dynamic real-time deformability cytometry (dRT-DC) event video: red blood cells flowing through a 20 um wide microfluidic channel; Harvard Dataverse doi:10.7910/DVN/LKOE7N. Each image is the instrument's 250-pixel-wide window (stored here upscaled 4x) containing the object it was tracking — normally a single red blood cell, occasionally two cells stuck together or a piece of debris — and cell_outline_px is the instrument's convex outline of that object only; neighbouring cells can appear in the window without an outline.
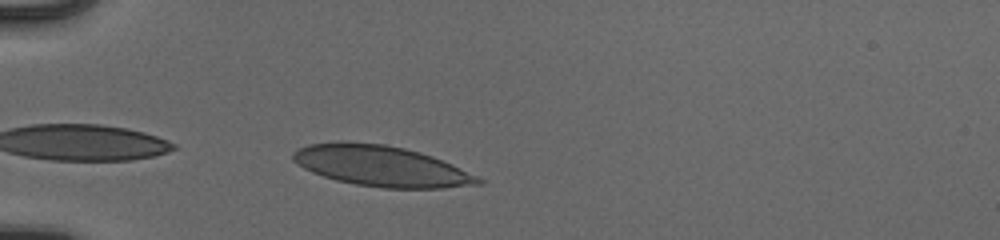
{"species": "human", "species_latin": "Homo sapiens", "temperature_condition": "cold", "stored_images_in_passage": 31, "camera_frame_rate_fps": 3000, "um_per_image_px": 0.085, "donor": {"sex": "male"}, "frame": {"image": 1, "passage_image": 2, "time_ms": 0.333, "image_size_px": [1000, 240], "cell_outline_px": [[484, 184], [444, 188], [384, 188], [356, 184], [336, 180], [312, 172], [304, 168], [292, 160], [292, 152], [308, 144], [336, 140], [348, 140], [384, 144], [404, 148], [420, 152], [432, 156], [452, 164], [484, 180]], "centroid_in_image_um": [32.37, 14.09], "position_along_channel_um": 52.6, "area_um2": 44.16}}
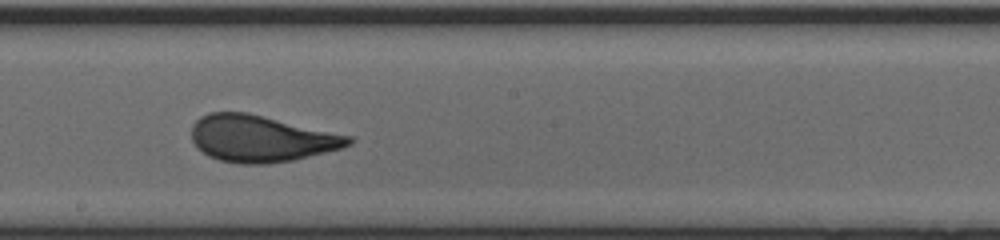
{"frame": {"image": 2, "passage_image": 17, "time_ms": 5.333, "image_size_px": [1000, 240], "cell_outline_px": [[352, 144], [340, 148], [292, 160], [268, 164], [240, 164], [220, 160], [208, 156], [196, 148], [192, 140], [192, 124], [200, 116], [208, 112], [248, 112], [352, 136]], "centroid_in_image_um": [22.14, 11.77], "position_along_channel_um": 226.1, "area_um2": 42.71}}
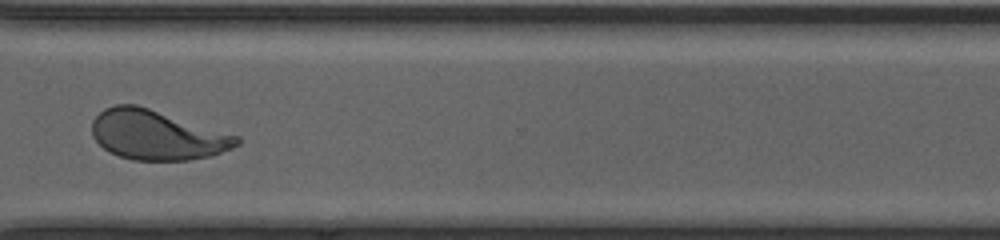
{"frame": {"image": 3, "passage_image": 27, "time_ms": 8.667, "image_size_px": [1000, 240], "cell_outline_px": [[240, 144], [232, 148], [208, 156], [188, 160], [132, 160], [108, 152], [92, 136], [92, 120], [104, 108], [116, 104], [136, 104], [240, 136]], "centroid_in_image_um": [13.32, 11.47], "position_along_channel_um": 357.3, "area_um2": 41.79}, "authors_computed_cell_mechanics": {"area_um2": 41.9628, "velocity_mm_per_s": 3.9213, "shape_relaxation_time_tau1_ms": 4.9426, "shape_relaxation_time_tau2_ms": null, "deformation_change_tau1": 0.1769, "deformation_change_tau2": null}}